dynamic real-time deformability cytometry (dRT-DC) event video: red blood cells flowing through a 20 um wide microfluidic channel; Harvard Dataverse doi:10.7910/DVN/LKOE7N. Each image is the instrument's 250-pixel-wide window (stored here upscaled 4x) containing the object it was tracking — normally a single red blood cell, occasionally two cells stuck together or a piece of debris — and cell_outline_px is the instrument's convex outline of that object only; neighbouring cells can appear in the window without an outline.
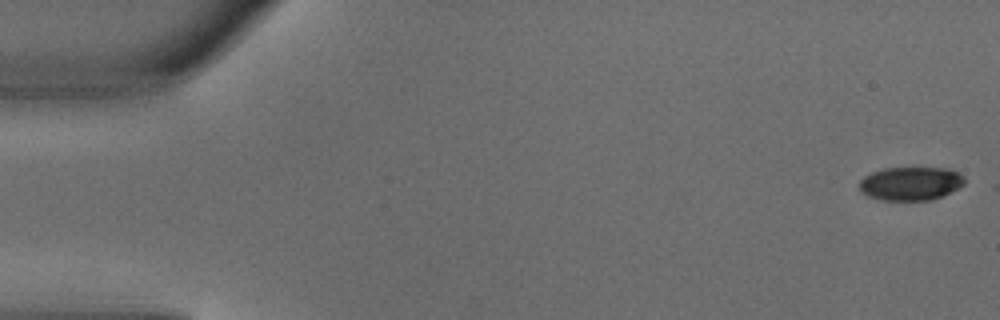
{"species": "common noctule bat (a hibernating species)", "species_latin": "Nyctalus noctula", "temperature_condition": "warm", "stored_images_in_passage": 6, "camera_frame_rate_fps": 3000, "um_per_image_px": 0.085, "animal": {"sex": "male", "body_mass_g": 18.8}, "frame": {"image": 1, "passage_image": 1, "time_ms": 0.0, "image_size_px": [1000, 320], "cell_outline_px": [[964, 184], [940, 196], [928, 200], [884, 200], [868, 196], [860, 188], [860, 180], [864, 176], [872, 172], [884, 168], [952, 168], [964, 176]], "centroid_in_image_um": [77.41, 15.58], "position_along_channel_um": 7.6, "area_um2": 20.29}}
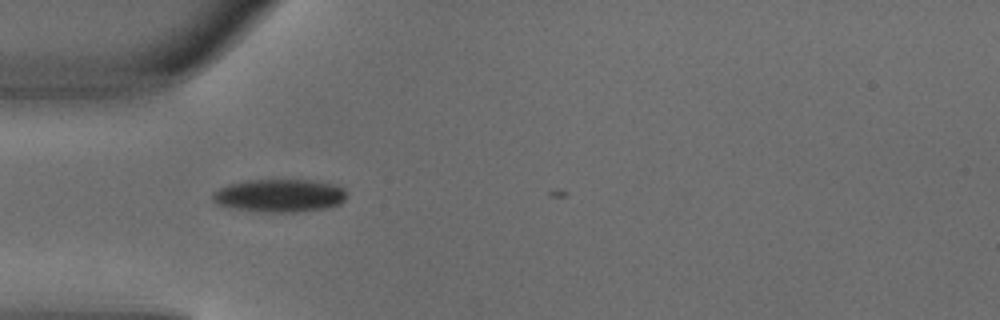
{"frame": {"image": 2, "passage_image": 5, "time_ms": 1.333, "image_size_px": [1000, 320], "cell_outline_px": [[344, 200], [340, 204], [324, 208], [296, 212], [260, 212], [232, 208], [216, 204], [212, 200], [212, 192], [228, 184], [244, 180], [312, 180], [332, 184], [344, 188]], "centroid_in_image_um": [23.7, 16.62], "position_along_channel_um": 61.3, "area_um2": 25.78}}